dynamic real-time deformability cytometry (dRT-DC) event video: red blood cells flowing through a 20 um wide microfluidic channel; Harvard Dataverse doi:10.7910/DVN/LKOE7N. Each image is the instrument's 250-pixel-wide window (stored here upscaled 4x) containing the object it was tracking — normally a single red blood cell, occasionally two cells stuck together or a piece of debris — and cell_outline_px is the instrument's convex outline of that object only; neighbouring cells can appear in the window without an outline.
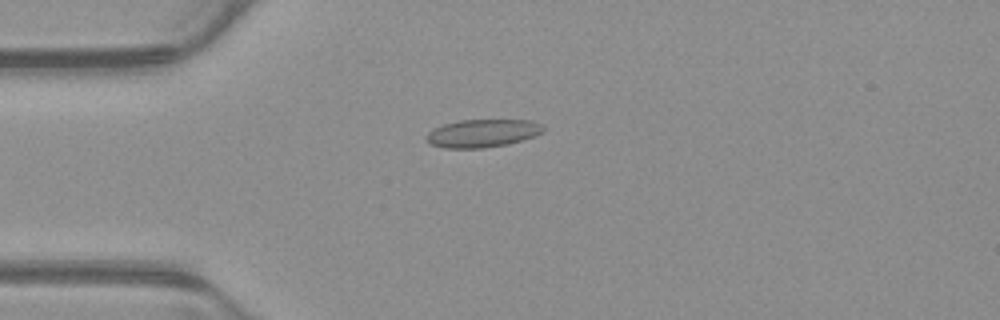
{"species": "common noctule bat (a hibernating species)", "species_latin": "Nyctalus noctula", "temperature_condition": "warm", "stored_images_in_passage": 53, "camera_frame_rate_fps": 3000, "um_per_image_px": 0.085, "animal": {"sex": "male", "body_mass_g": 23.1, "forearm_length_mm": 52.7}, "frame": {"image": 1, "passage_image": 14, "time_ms": 4.333, "image_size_px": [1000, 320], "cell_outline_px": [[544, 132], [508, 144], [484, 148], [444, 148], [432, 144], [424, 136], [432, 128], [444, 124], [460, 120], [528, 120], [540, 124], [544, 128]], "centroid_in_image_um": [40.97, 11.32], "position_along_channel_um": 44.0, "area_um2": 18.9}}
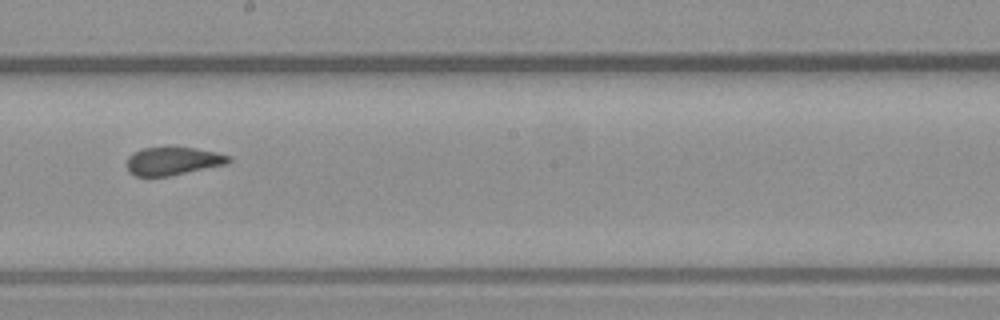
{"frame": {"image": 2, "passage_image": 30, "time_ms": 9.667, "image_size_px": [1000, 320], "cell_outline_px": [[232, 160], [228, 164], [168, 176], [136, 176], [128, 172], [128, 156], [132, 152], [144, 148], [172, 144], [196, 148], [216, 152], [232, 156]], "centroid_in_image_um": [14.72, 13.64], "position_along_channel_um": 233.5, "area_um2": 17.34}}
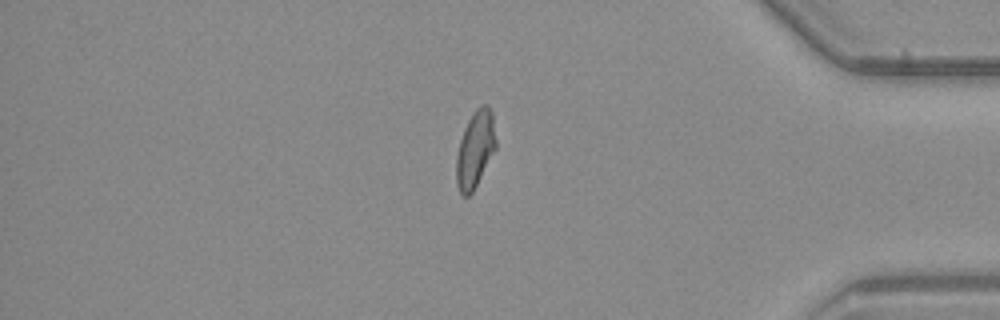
{"frame": {"image": 3, "passage_image": 45, "time_ms": 14.667, "image_size_px": [1000, 320], "cell_outline_px": [[496, 148], [472, 192], [468, 196], [464, 196], [460, 192], [456, 184], [456, 156], [460, 140], [464, 128], [472, 112], [476, 108], [484, 104], [488, 104], [492, 112], [496, 140]], "centroid_in_image_um": [40.38, 12.66], "position_along_channel_um": 394.8, "area_um2": 17.63}, "authors_computed_cell_mechanics": {"area_um2": 17.8602, "velocity_mm_per_s": 3.8879, "shape_relaxation_time_tau1_ms": null, "shape_relaxation_time_tau2_ms": 0.9507, "deformation_change_tau1": null, "deformation_change_tau2": 0.0811}}